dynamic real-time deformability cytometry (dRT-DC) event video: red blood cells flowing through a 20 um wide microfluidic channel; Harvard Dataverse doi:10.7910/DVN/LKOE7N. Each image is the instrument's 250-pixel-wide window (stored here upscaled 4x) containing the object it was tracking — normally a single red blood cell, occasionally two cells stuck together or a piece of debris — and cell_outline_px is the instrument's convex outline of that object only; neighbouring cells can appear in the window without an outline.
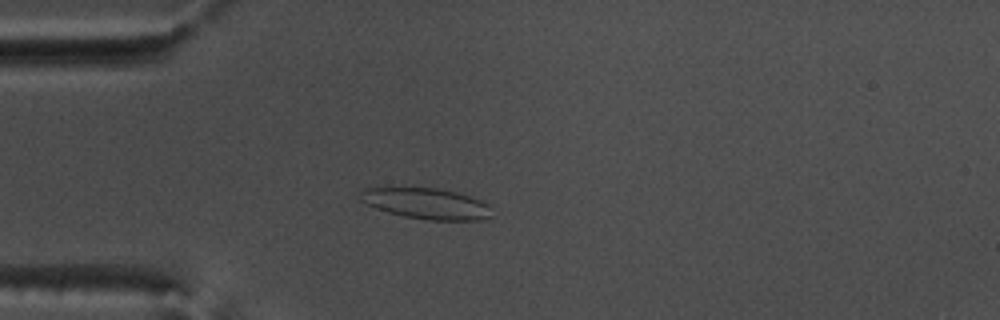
{"species": "common noctule bat (a hibernating species)", "species_latin": "Nyctalus noctula", "temperature_condition": "warm", "stored_images_in_passage": 53, "camera_frame_rate_fps": 3000, "um_per_image_px": 0.085, "animal": {"sex": "male", "body_mass_g": 17.5, "forearm_length_mm": 52.3}, "frame": {"image": 1, "passage_image": 14, "time_ms": 4.333, "image_size_px": [1000, 320], "cell_outline_px": [[492, 216], [480, 220], [428, 220], [404, 216], [388, 212], [376, 208], [360, 200], [360, 192], [364, 188], [392, 184], [436, 188], [456, 192], [480, 200], [488, 204]], "centroid_in_image_um": [36.14, 17.25], "position_along_channel_um": 48.9, "area_um2": 24.45}}
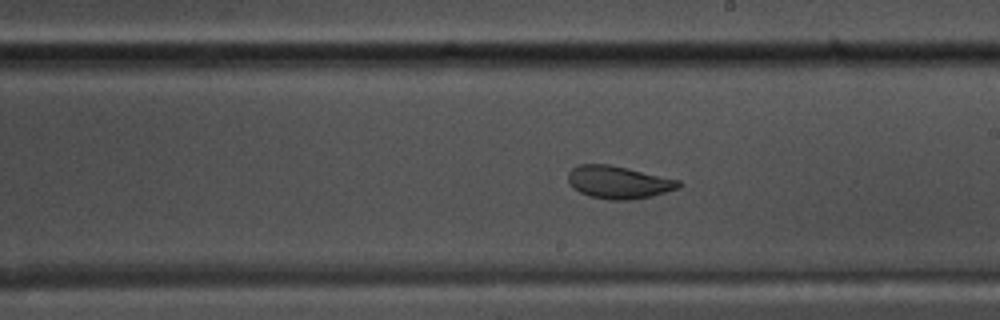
{"frame": {"image": 2, "passage_image": 30, "time_ms": 9.667, "image_size_px": [1000, 320], "cell_outline_px": [[684, 184], [680, 188], [652, 196], [632, 200], [608, 200], [588, 196], [572, 188], [568, 184], [568, 172], [572, 168], [580, 164], [608, 164], [628, 168], [680, 180]], "centroid_in_image_um": [52.58, 15.5], "position_along_channel_um": 236.4, "area_um2": 21.39}}
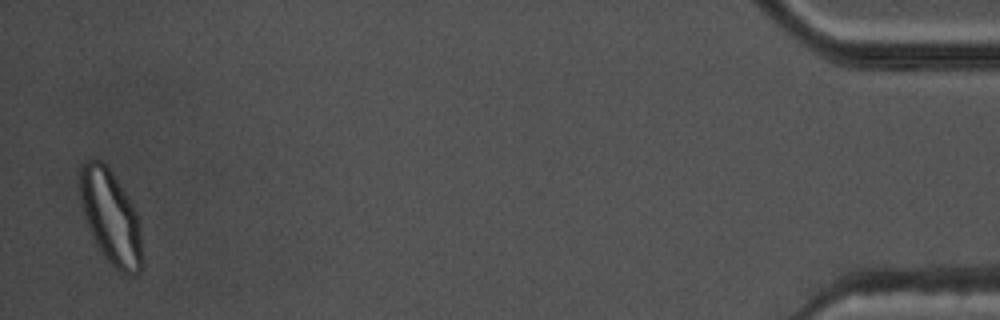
{"frame": {"image": 3, "passage_image": 52, "time_ms": 17.0, "image_size_px": [1000, 320], "cell_outline_px": [[144, 268], [136, 276], [132, 276], [120, 272], [104, 256], [88, 224], [80, 204], [80, 164], [88, 160], [100, 160], [112, 172], [132, 204], [136, 212], [140, 228], [144, 260]], "centroid_in_image_um": [9.46, 18.5], "position_along_channel_um": 425.7, "area_um2": 33.87}, "authors_computed_cell_mechanics": {"area_um2": 25.143, "velocity_mm_per_s": 3.78, "shape_relaxation_time_tau1_ms": null, "shape_relaxation_time_tau2_ms": 1.4019, "deformation_change_tau1": null, "deformation_change_tau2": 0.0716}}